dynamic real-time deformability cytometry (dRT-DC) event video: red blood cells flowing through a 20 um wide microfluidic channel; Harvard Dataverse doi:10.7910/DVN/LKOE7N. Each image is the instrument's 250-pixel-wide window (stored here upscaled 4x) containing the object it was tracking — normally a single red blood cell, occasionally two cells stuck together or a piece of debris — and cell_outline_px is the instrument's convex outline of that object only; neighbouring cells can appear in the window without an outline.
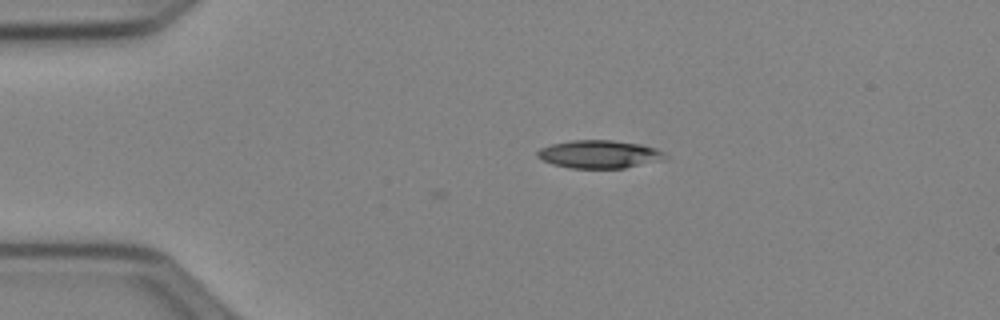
{"species": "Egyptian fruit bat (a non-hibernating species)", "species_latin": "Rousettus aegyptiacus", "temperature_condition": "cold", "stored_images_in_passage": 5, "camera_frame_rate_fps": 3000, "um_per_image_px": 0.085, "animal": {"sex": "female"}, "frame": {"image": 1, "passage_image": 5, "time_ms": 1.333, "image_size_px": [1000, 320], "cell_outline_px": [[668, 156], [664, 160], [624, 168], [568, 168], [552, 164], [536, 156], [536, 152], [540, 148], [552, 144], [572, 140], [612, 140], [640, 144], [656, 148], [664, 152]], "centroid_in_image_um": [50.96, 13.11], "position_along_channel_um": 34.0, "area_um2": 20.92}}